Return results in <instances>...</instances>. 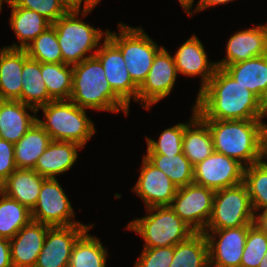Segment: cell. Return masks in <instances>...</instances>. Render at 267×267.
I'll use <instances>...</instances> for the list:
<instances>
[{
  "mask_svg": "<svg viewBox=\"0 0 267 267\" xmlns=\"http://www.w3.org/2000/svg\"><path fill=\"white\" fill-rule=\"evenodd\" d=\"M174 256V246L144 248L135 267H169Z\"/></svg>",
  "mask_w": 267,
  "mask_h": 267,
  "instance_id": "obj_39",
  "label": "cell"
},
{
  "mask_svg": "<svg viewBox=\"0 0 267 267\" xmlns=\"http://www.w3.org/2000/svg\"><path fill=\"white\" fill-rule=\"evenodd\" d=\"M169 267H209L208 243L204 232H195L174 246Z\"/></svg>",
  "mask_w": 267,
  "mask_h": 267,
  "instance_id": "obj_29",
  "label": "cell"
},
{
  "mask_svg": "<svg viewBox=\"0 0 267 267\" xmlns=\"http://www.w3.org/2000/svg\"><path fill=\"white\" fill-rule=\"evenodd\" d=\"M267 251V234L253 224L248 229L240 267H258Z\"/></svg>",
  "mask_w": 267,
  "mask_h": 267,
  "instance_id": "obj_37",
  "label": "cell"
},
{
  "mask_svg": "<svg viewBox=\"0 0 267 267\" xmlns=\"http://www.w3.org/2000/svg\"><path fill=\"white\" fill-rule=\"evenodd\" d=\"M144 157L165 173L178 188L193 183L194 166L183 153L177 155L146 154Z\"/></svg>",
  "mask_w": 267,
  "mask_h": 267,
  "instance_id": "obj_30",
  "label": "cell"
},
{
  "mask_svg": "<svg viewBox=\"0 0 267 267\" xmlns=\"http://www.w3.org/2000/svg\"><path fill=\"white\" fill-rule=\"evenodd\" d=\"M253 225L267 234V209H264L262 214H254Z\"/></svg>",
  "mask_w": 267,
  "mask_h": 267,
  "instance_id": "obj_42",
  "label": "cell"
},
{
  "mask_svg": "<svg viewBox=\"0 0 267 267\" xmlns=\"http://www.w3.org/2000/svg\"><path fill=\"white\" fill-rule=\"evenodd\" d=\"M83 1V0H82ZM101 0H84V7L82 8V15L85 16L92 11V9L100 2Z\"/></svg>",
  "mask_w": 267,
  "mask_h": 267,
  "instance_id": "obj_44",
  "label": "cell"
},
{
  "mask_svg": "<svg viewBox=\"0 0 267 267\" xmlns=\"http://www.w3.org/2000/svg\"><path fill=\"white\" fill-rule=\"evenodd\" d=\"M69 100L81 108L119 112L126 115L129 107L113 92L105 71L96 56L73 65L72 90Z\"/></svg>",
  "mask_w": 267,
  "mask_h": 267,
  "instance_id": "obj_3",
  "label": "cell"
},
{
  "mask_svg": "<svg viewBox=\"0 0 267 267\" xmlns=\"http://www.w3.org/2000/svg\"><path fill=\"white\" fill-rule=\"evenodd\" d=\"M66 7L71 10V9H76L80 10L82 0H61Z\"/></svg>",
  "mask_w": 267,
  "mask_h": 267,
  "instance_id": "obj_45",
  "label": "cell"
},
{
  "mask_svg": "<svg viewBox=\"0 0 267 267\" xmlns=\"http://www.w3.org/2000/svg\"><path fill=\"white\" fill-rule=\"evenodd\" d=\"M194 106L201 119L251 120L267 116V106L223 68H217L198 92Z\"/></svg>",
  "mask_w": 267,
  "mask_h": 267,
  "instance_id": "obj_1",
  "label": "cell"
},
{
  "mask_svg": "<svg viewBox=\"0 0 267 267\" xmlns=\"http://www.w3.org/2000/svg\"><path fill=\"white\" fill-rule=\"evenodd\" d=\"M49 227L31 220L9 240L13 267H35Z\"/></svg>",
  "mask_w": 267,
  "mask_h": 267,
  "instance_id": "obj_18",
  "label": "cell"
},
{
  "mask_svg": "<svg viewBox=\"0 0 267 267\" xmlns=\"http://www.w3.org/2000/svg\"><path fill=\"white\" fill-rule=\"evenodd\" d=\"M243 183L250 196L253 211L267 209V165L263 160L244 168Z\"/></svg>",
  "mask_w": 267,
  "mask_h": 267,
  "instance_id": "obj_35",
  "label": "cell"
},
{
  "mask_svg": "<svg viewBox=\"0 0 267 267\" xmlns=\"http://www.w3.org/2000/svg\"><path fill=\"white\" fill-rule=\"evenodd\" d=\"M209 127L214 151L237 160L244 167L262 160L267 125L262 119H202Z\"/></svg>",
  "mask_w": 267,
  "mask_h": 267,
  "instance_id": "obj_2",
  "label": "cell"
},
{
  "mask_svg": "<svg viewBox=\"0 0 267 267\" xmlns=\"http://www.w3.org/2000/svg\"><path fill=\"white\" fill-rule=\"evenodd\" d=\"M42 109L45 121L37 123L50 135L52 140L74 142L83 147L95 133L93 122L88 119L85 108L71 100H53Z\"/></svg>",
  "mask_w": 267,
  "mask_h": 267,
  "instance_id": "obj_4",
  "label": "cell"
},
{
  "mask_svg": "<svg viewBox=\"0 0 267 267\" xmlns=\"http://www.w3.org/2000/svg\"><path fill=\"white\" fill-rule=\"evenodd\" d=\"M250 226L204 232L208 243L209 267H240ZM214 235H219L218 241Z\"/></svg>",
  "mask_w": 267,
  "mask_h": 267,
  "instance_id": "obj_15",
  "label": "cell"
},
{
  "mask_svg": "<svg viewBox=\"0 0 267 267\" xmlns=\"http://www.w3.org/2000/svg\"><path fill=\"white\" fill-rule=\"evenodd\" d=\"M142 165L134 192L143 199L146 208L170 206L178 187L144 156Z\"/></svg>",
  "mask_w": 267,
  "mask_h": 267,
  "instance_id": "obj_16",
  "label": "cell"
},
{
  "mask_svg": "<svg viewBox=\"0 0 267 267\" xmlns=\"http://www.w3.org/2000/svg\"><path fill=\"white\" fill-rule=\"evenodd\" d=\"M45 179L34 169L17 168L0 185V190L31 211L38 201L40 189Z\"/></svg>",
  "mask_w": 267,
  "mask_h": 267,
  "instance_id": "obj_23",
  "label": "cell"
},
{
  "mask_svg": "<svg viewBox=\"0 0 267 267\" xmlns=\"http://www.w3.org/2000/svg\"><path fill=\"white\" fill-rule=\"evenodd\" d=\"M2 0H0V11H1V9H2Z\"/></svg>",
  "mask_w": 267,
  "mask_h": 267,
  "instance_id": "obj_49",
  "label": "cell"
},
{
  "mask_svg": "<svg viewBox=\"0 0 267 267\" xmlns=\"http://www.w3.org/2000/svg\"><path fill=\"white\" fill-rule=\"evenodd\" d=\"M244 166L237 160L214 151L194 166L193 183L214 191L243 183Z\"/></svg>",
  "mask_w": 267,
  "mask_h": 267,
  "instance_id": "obj_11",
  "label": "cell"
},
{
  "mask_svg": "<svg viewBox=\"0 0 267 267\" xmlns=\"http://www.w3.org/2000/svg\"><path fill=\"white\" fill-rule=\"evenodd\" d=\"M41 75L53 100H69L73 66L64 63H41Z\"/></svg>",
  "mask_w": 267,
  "mask_h": 267,
  "instance_id": "obj_33",
  "label": "cell"
},
{
  "mask_svg": "<svg viewBox=\"0 0 267 267\" xmlns=\"http://www.w3.org/2000/svg\"><path fill=\"white\" fill-rule=\"evenodd\" d=\"M215 191L195 183L180 187L170 208L195 232H204L212 213Z\"/></svg>",
  "mask_w": 267,
  "mask_h": 267,
  "instance_id": "obj_9",
  "label": "cell"
},
{
  "mask_svg": "<svg viewBox=\"0 0 267 267\" xmlns=\"http://www.w3.org/2000/svg\"><path fill=\"white\" fill-rule=\"evenodd\" d=\"M265 157H267V133H266V136L264 138L263 147H262V160ZM263 162L267 165V162L265 160Z\"/></svg>",
  "mask_w": 267,
  "mask_h": 267,
  "instance_id": "obj_47",
  "label": "cell"
},
{
  "mask_svg": "<svg viewBox=\"0 0 267 267\" xmlns=\"http://www.w3.org/2000/svg\"><path fill=\"white\" fill-rule=\"evenodd\" d=\"M20 102L39 110L53 99L48 95L41 75V63L28 57L23 66Z\"/></svg>",
  "mask_w": 267,
  "mask_h": 267,
  "instance_id": "obj_27",
  "label": "cell"
},
{
  "mask_svg": "<svg viewBox=\"0 0 267 267\" xmlns=\"http://www.w3.org/2000/svg\"><path fill=\"white\" fill-rule=\"evenodd\" d=\"M223 69L267 106V54L224 66Z\"/></svg>",
  "mask_w": 267,
  "mask_h": 267,
  "instance_id": "obj_22",
  "label": "cell"
},
{
  "mask_svg": "<svg viewBox=\"0 0 267 267\" xmlns=\"http://www.w3.org/2000/svg\"><path fill=\"white\" fill-rule=\"evenodd\" d=\"M31 218V211L0 190V237L11 240Z\"/></svg>",
  "mask_w": 267,
  "mask_h": 267,
  "instance_id": "obj_31",
  "label": "cell"
},
{
  "mask_svg": "<svg viewBox=\"0 0 267 267\" xmlns=\"http://www.w3.org/2000/svg\"><path fill=\"white\" fill-rule=\"evenodd\" d=\"M0 267H13L11 261L10 241L0 237Z\"/></svg>",
  "mask_w": 267,
  "mask_h": 267,
  "instance_id": "obj_41",
  "label": "cell"
},
{
  "mask_svg": "<svg viewBox=\"0 0 267 267\" xmlns=\"http://www.w3.org/2000/svg\"><path fill=\"white\" fill-rule=\"evenodd\" d=\"M105 71L106 79L113 92L129 107L131 97L137 101L138 87L133 83L120 49L107 37L95 51Z\"/></svg>",
  "mask_w": 267,
  "mask_h": 267,
  "instance_id": "obj_14",
  "label": "cell"
},
{
  "mask_svg": "<svg viewBox=\"0 0 267 267\" xmlns=\"http://www.w3.org/2000/svg\"><path fill=\"white\" fill-rule=\"evenodd\" d=\"M173 58L177 73L188 76H201L202 83L199 92L208 84L218 68L216 62L208 61L203 44L196 35L184 42Z\"/></svg>",
  "mask_w": 267,
  "mask_h": 267,
  "instance_id": "obj_19",
  "label": "cell"
},
{
  "mask_svg": "<svg viewBox=\"0 0 267 267\" xmlns=\"http://www.w3.org/2000/svg\"><path fill=\"white\" fill-rule=\"evenodd\" d=\"M147 211L149 215L132 220L127 226L142 236L144 248L175 246L195 233L169 206L147 208Z\"/></svg>",
  "mask_w": 267,
  "mask_h": 267,
  "instance_id": "obj_5",
  "label": "cell"
},
{
  "mask_svg": "<svg viewBox=\"0 0 267 267\" xmlns=\"http://www.w3.org/2000/svg\"><path fill=\"white\" fill-rule=\"evenodd\" d=\"M93 225L49 227L35 267H69L78 238Z\"/></svg>",
  "mask_w": 267,
  "mask_h": 267,
  "instance_id": "obj_13",
  "label": "cell"
},
{
  "mask_svg": "<svg viewBox=\"0 0 267 267\" xmlns=\"http://www.w3.org/2000/svg\"><path fill=\"white\" fill-rule=\"evenodd\" d=\"M51 141L50 135L36 121L26 134L14 144L16 167L34 169L39 156L44 153Z\"/></svg>",
  "mask_w": 267,
  "mask_h": 267,
  "instance_id": "obj_26",
  "label": "cell"
},
{
  "mask_svg": "<svg viewBox=\"0 0 267 267\" xmlns=\"http://www.w3.org/2000/svg\"><path fill=\"white\" fill-rule=\"evenodd\" d=\"M82 147L74 142L52 140L42 153L34 170L45 178H55V175L68 171L78 158V149Z\"/></svg>",
  "mask_w": 267,
  "mask_h": 267,
  "instance_id": "obj_24",
  "label": "cell"
},
{
  "mask_svg": "<svg viewBox=\"0 0 267 267\" xmlns=\"http://www.w3.org/2000/svg\"><path fill=\"white\" fill-rule=\"evenodd\" d=\"M229 1L231 2L233 0H199L194 12L202 11L211 6L226 4Z\"/></svg>",
  "mask_w": 267,
  "mask_h": 267,
  "instance_id": "obj_43",
  "label": "cell"
},
{
  "mask_svg": "<svg viewBox=\"0 0 267 267\" xmlns=\"http://www.w3.org/2000/svg\"><path fill=\"white\" fill-rule=\"evenodd\" d=\"M118 26V35L107 30L106 36L120 49L130 78L139 88L163 46L158 47L140 27H129L123 23Z\"/></svg>",
  "mask_w": 267,
  "mask_h": 267,
  "instance_id": "obj_6",
  "label": "cell"
},
{
  "mask_svg": "<svg viewBox=\"0 0 267 267\" xmlns=\"http://www.w3.org/2000/svg\"><path fill=\"white\" fill-rule=\"evenodd\" d=\"M25 49L2 48L0 52V100L20 101Z\"/></svg>",
  "mask_w": 267,
  "mask_h": 267,
  "instance_id": "obj_20",
  "label": "cell"
},
{
  "mask_svg": "<svg viewBox=\"0 0 267 267\" xmlns=\"http://www.w3.org/2000/svg\"><path fill=\"white\" fill-rule=\"evenodd\" d=\"M193 107V117L188 124H184L182 147L184 156L195 166L214 152V144L208 125Z\"/></svg>",
  "mask_w": 267,
  "mask_h": 267,
  "instance_id": "obj_25",
  "label": "cell"
},
{
  "mask_svg": "<svg viewBox=\"0 0 267 267\" xmlns=\"http://www.w3.org/2000/svg\"><path fill=\"white\" fill-rule=\"evenodd\" d=\"M86 230L76 241L69 267H105L107 251L96 237Z\"/></svg>",
  "mask_w": 267,
  "mask_h": 267,
  "instance_id": "obj_32",
  "label": "cell"
},
{
  "mask_svg": "<svg viewBox=\"0 0 267 267\" xmlns=\"http://www.w3.org/2000/svg\"><path fill=\"white\" fill-rule=\"evenodd\" d=\"M258 267H267V257H266V255H265L264 258L261 260V263L259 264Z\"/></svg>",
  "mask_w": 267,
  "mask_h": 267,
  "instance_id": "obj_48",
  "label": "cell"
},
{
  "mask_svg": "<svg viewBox=\"0 0 267 267\" xmlns=\"http://www.w3.org/2000/svg\"><path fill=\"white\" fill-rule=\"evenodd\" d=\"M9 6L12 8L10 25L20 44L16 45L14 43L12 46H8V48L25 49L39 34L52 25L36 11L13 5Z\"/></svg>",
  "mask_w": 267,
  "mask_h": 267,
  "instance_id": "obj_28",
  "label": "cell"
},
{
  "mask_svg": "<svg viewBox=\"0 0 267 267\" xmlns=\"http://www.w3.org/2000/svg\"><path fill=\"white\" fill-rule=\"evenodd\" d=\"M79 15L80 10L71 9L52 24L59 41L63 63L72 66L95 56V53L87 56L85 54L92 49L97 51L95 47L99 46L103 34L107 35V31L103 33L101 29L78 19Z\"/></svg>",
  "mask_w": 267,
  "mask_h": 267,
  "instance_id": "obj_7",
  "label": "cell"
},
{
  "mask_svg": "<svg viewBox=\"0 0 267 267\" xmlns=\"http://www.w3.org/2000/svg\"><path fill=\"white\" fill-rule=\"evenodd\" d=\"M226 52V58L217 62L218 68L267 54V25L234 33L228 40Z\"/></svg>",
  "mask_w": 267,
  "mask_h": 267,
  "instance_id": "obj_17",
  "label": "cell"
},
{
  "mask_svg": "<svg viewBox=\"0 0 267 267\" xmlns=\"http://www.w3.org/2000/svg\"><path fill=\"white\" fill-rule=\"evenodd\" d=\"M3 1V0H2ZM8 5L36 11L51 24L64 16L69 9L61 0H4Z\"/></svg>",
  "mask_w": 267,
  "mask_h": 267,
  "instance_id": "obj_38",
  "label": "cell"
},
{
  "mask_svg": "<svg viewBox=\"0 0 267 267\" xmlns=\"http://www.w3.org/2000/svg\"><path fill=\"white\" fill-rule=\"evenodd\" d=\"M254 214L244 183L217 190L213 198L211 217L204 232L251 226Z\"/></svg>",
  "mask_w": 267,
  "mask_h": 267,
  "instance_id": "obj_8",
  "label": "cell"
},
{
  "mask_svg": "<svg viewBox=\"0 0 267 267\" xmlns=\"http://www.w3.org/2000/svg\"><path fill=\"white\" fill-rule=\"evenodd\" d=\"M177 78L174 58L163 47L154 57L146 79L138 88L137 102L149 109L172 91Z\"/></svg>",
  "mask_w": 267,
  "mask_h": 267,
  "instance_id": "obj_12",
  "label": "cell"
},
{
  "mask_svg": "<svg viewBox=\"0 0 267 267\" xmlns=\"http://www.w3.org/2000/svg\"><path fill=\"white\" fill-rule=\"evenodd\" d=\"M184 123L165 129L158 141L146 137L147 154L177 155L183 153Z\"/></svg>",
  "mask_w": 267,
  "mask_h": 267,
  "instance_id": "obj_36",
  "label": "cell"
},
{
  "mask_svg": "<svg viewBox=\"0 0 267 267\" xmlns=\"http://www.w3.org/2000/svg\"><path fill=\"white\" fill-rule=\"evenodd\" d=\"M36 114V109L20 101L0 100V138L16 144L37 121Z\"/></svg>",
  "mask_w": 267,
  "mask_h": 267,
  "instance_id": "obj_21",
  "label": "cell"
},
{
  "mask_svg": "<svg viewBox=\"0 0 267 267\" xmlns=\"http://www.w3.org/2000/svg\"><path fill=\"white\" fill-rule=\"evenodd\" d=\"M74 215L72 205L57 179L46 178L41 186L38 201L31 210L32 220L50 227L84 225L79 221H71Z\"/></svg>",
  "mask_w": 267,
  "mask_h": 267,
  "instance_id": "obj_10",
  "label": "cell"
},
{
  "mask_svg": "<svg viewBox=\"0 0 267 267\" xmlns=\"http://www.w3.org/2000/svg\"><path fill=\"white\" fill-rule=\"evenodd\" d=\"M25 50L28 57L40 63H63L62 52L53 25L39 34Z\"/></svg>",
  "mask_w": 267,
  "mask_h": 267,
  "instance_id": "obj_34",
  "label": "cell"
},
{
  "mask_svg": "<svg viewBox=\"0 0 267 267\" xmlns=\"http://www.w3.org/2000/svg\"><path fill=\"white\" fill-rule=\"evenodd\" d=\"M181 6L184 8V10L188 13V15H191L190 12L191 7L193 6L194 0H178Z\"/></svg>",
  "mask_w": 267,
  "mask_h": 267,
  "instance_id": "obj_46",
  "label": "cell"
},
{
  "mask_svg": "<svg viewBox=\"0 0 267 267\" xmlns=\"http://www.w3.org/2000/svg\"><path fill=\"white\" fill-rule=\"evenodd\" d=\"M16 169L14 144L0 138V185Z\"/></svg>",
  "mask_w": 267,
  "mask_h": 267,
  "instance_id": "obj_40",
  "label": "cell"
}]
</instances>
